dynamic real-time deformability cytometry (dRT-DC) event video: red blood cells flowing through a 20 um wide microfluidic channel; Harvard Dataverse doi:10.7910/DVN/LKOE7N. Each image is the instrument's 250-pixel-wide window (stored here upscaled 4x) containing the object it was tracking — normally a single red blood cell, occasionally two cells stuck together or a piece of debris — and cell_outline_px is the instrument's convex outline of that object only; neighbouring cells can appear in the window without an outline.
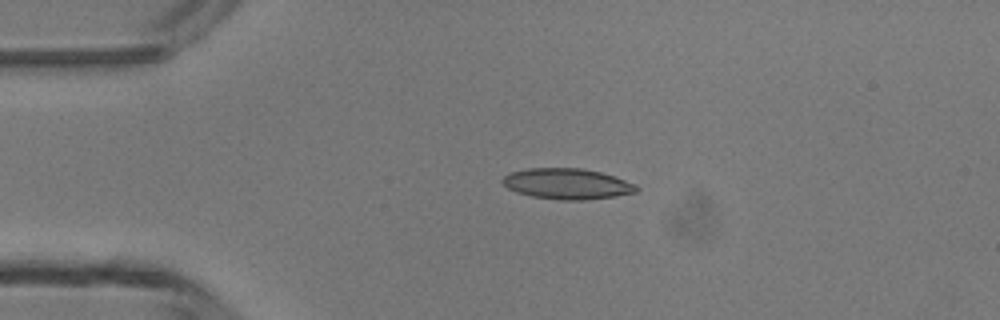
{"species": "common noctule bat (a hibernating species)", "species_latin": "Nyctalus noctula", "temperature_condition": "room temperature", "stored_images_in_passage": 4, "camera_frame_rate_fps": 3000, "um_per_image_px": 0.085, "animal": {"sex": "male", "body_mass_g": 13.3}, "frame": {"image": 1, "passage_image": 3, "time_ms": 2.333, "image_size_px": [1000, 320], "cell_outline_px": [[640, 188], [636, 192], [616, 196], [584, 200], [560, 200], [532, 196], [516, 192], [508, 188], [500, 180], [504, 176], [512, 172], [528, 168], [580, 168], [600, 172], [636, 184]], "centroid_in_image_um": [48.2, 15.63], "position_along_channel_um": 36.8, "area_um2": 23.87}}